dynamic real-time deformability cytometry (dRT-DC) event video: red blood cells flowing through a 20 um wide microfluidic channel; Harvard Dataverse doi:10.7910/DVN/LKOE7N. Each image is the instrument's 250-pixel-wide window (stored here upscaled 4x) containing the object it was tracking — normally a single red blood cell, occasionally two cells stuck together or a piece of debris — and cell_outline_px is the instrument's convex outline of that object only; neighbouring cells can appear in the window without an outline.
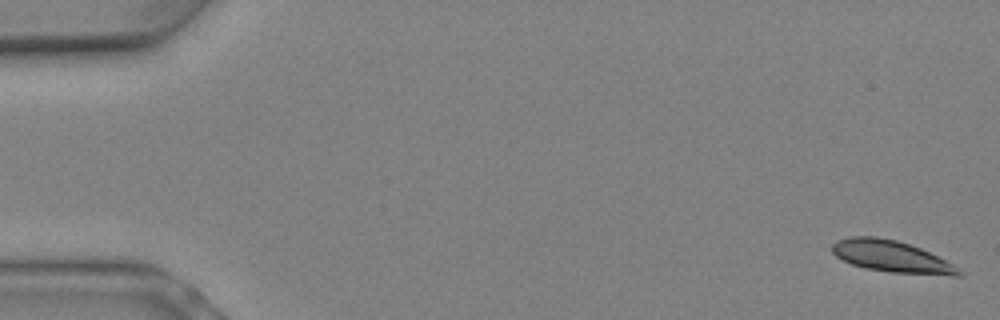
{"species": "Egyptian fruit bat (a non-hibernating species)", "species_latin": "Rousettus aegyptiacus", "temperature_condition": "warm", "stored_images_in_passage": 10, "camera_frame_rate_fps": 3000, "um_per_image_px": 0.085, "animal": {"sex": "female"}, "frame": {"image": 1, "passage_image": 1, "time_ms": 0.0, "image_size_px": [1000, 320], "cell_outline_px": [[964, 272], [960, 276], [952, 276], [892, 272], [864, 268], [852, 264], [836, 256], [832, 252], [832, 244], [836, 240], [848, 236], [876, 236], [896, 240], [920, 248], [960, 268]], "centroid_in_image_um": [75.76, 21.8], "position_along_channel_um": 9.2, "area_um2": 23.29}}
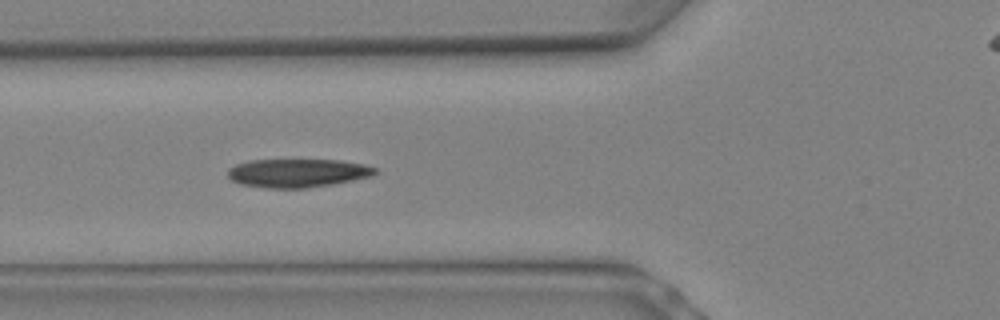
{"frame": {"image": 2, "passage_image": 9, "time_ms": 2.667, "image_size_px": [1000, 320], "cell_outline_px": [[380, 168], [372, 176], [328, 184], [304, 188], [268, 188], [240, 184], [232, 180], [228, 176], [228, 168], [236, 164], [248, 160], [340, 160], [364, 164]], "centroid_in_image_um": [25.28, 14.69], "position_along_channel_um": 100.5, "area_um2": 24.33}}